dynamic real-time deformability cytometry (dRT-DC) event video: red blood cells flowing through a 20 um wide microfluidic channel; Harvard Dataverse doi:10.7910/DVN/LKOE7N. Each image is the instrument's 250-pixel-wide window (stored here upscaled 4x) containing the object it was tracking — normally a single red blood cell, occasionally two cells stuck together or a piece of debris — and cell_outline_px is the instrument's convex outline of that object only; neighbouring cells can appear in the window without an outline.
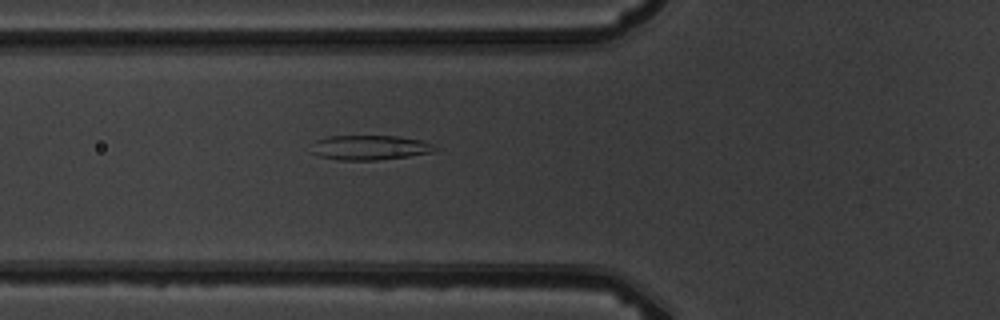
{"species": "common noctule bat (a hibernating species)", "species_latin": "Nyctalus noctula", "temperature_condition": "warm", "stored_images_in_passage": 6, "camera_frame_rate_fps": 3000, "um_per_image_px": 0.085, "animal": {"sex": "male", "body_mass_g": 19.5, "forearm_length_mm": 54.6}, "frame": {"image": 1, "passage_image": 6, "time_ms": 5.667, "image_size_px": [1000, 320], "cell_outline_px": [[440, 148], [432, 152], [408, 156], [376, 160], [336, 160], [320, 156], [312, 152], [316, 140], [328, 136], [396, 136], [420, 140], [432, 144]], "centroid_in_image_um": [31.45, 12.54], "position_along_channel_um": 94.3, "area_um2": 17.63}}